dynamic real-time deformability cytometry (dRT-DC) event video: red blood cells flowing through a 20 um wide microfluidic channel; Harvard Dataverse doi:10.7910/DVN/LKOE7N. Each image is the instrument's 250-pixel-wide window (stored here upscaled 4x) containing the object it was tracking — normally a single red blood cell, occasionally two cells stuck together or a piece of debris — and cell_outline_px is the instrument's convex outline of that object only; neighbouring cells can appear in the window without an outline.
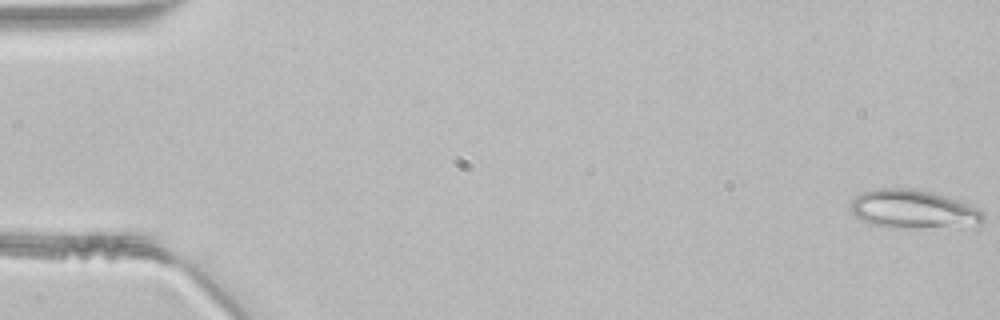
{"species": "common noctule bat (a hibernating species)", "species_latin": "Nyctalus noctula", "temperature_condition": "room temperature", "stored_images_in_passage": 48, "segment_of_instrument_passage": [1, 2], "camera_frame_rate_fps": 3000, "um_per_image_px": 0.085, "animal": {"sex": "male", "body_mass_g": 21.5, "forearm_length_mm": 52.0}, "frame": {"image": 1, "passage_image": 1, "time_ms": 0.0, "image_size_px": [1000, 320], "cell_outline_px": [[984, 220], [976, 228], [884, 228], [868, 224], [856, 216], [848, 208], [852, 200], [856, 196], [864, 192], [880, 188], [916, 188], [932, 192], [960, 200], [980, 208], [984, 212]], "centroid_in_image_um": [77.72, 17.82], "position_along_channel_um": 7.3, "area_um2": 31.1}}
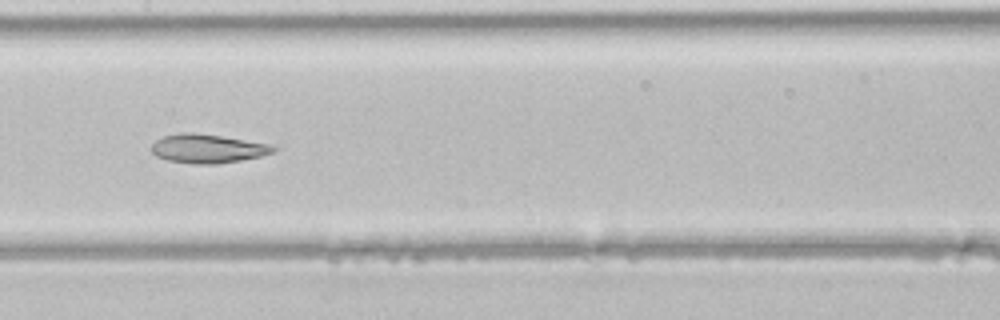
{"frame": {"image": 2, "passage_image": 24, "time_ms": 7.667, "image_size_px": [1000, 320], "cell_outline_px": [[276, 148], [272, 152], [260, 156], [240, 160], [216, 164], [192, 164], [168, 160], [156, 156], [152, 152], [152, 144], [156, 140], [164, 136], [180, 132], [192, 132], [220, 136], [268, 144]], "centroid_in_image_um": [17.58, 12.63], "position_along_channel_um": 189.8, "area_um2": 20.17}}
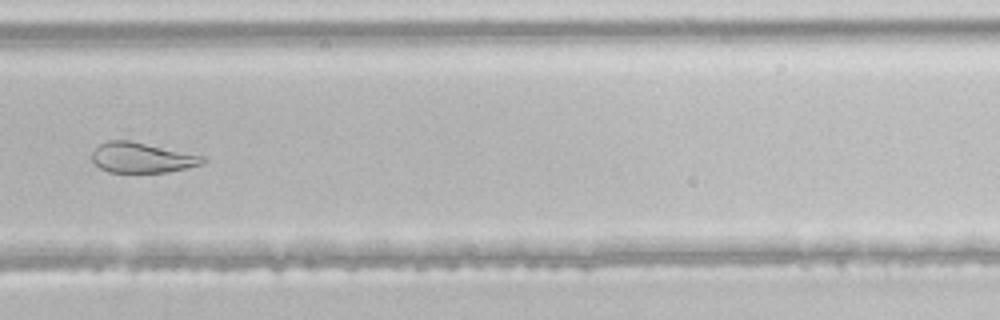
{"frame": {"image": 3, "passage_image": 33, "time_ms": 10.667, "image_size_px": [1000, 320], "cell_outline_px": [[208, 160], [200, 164], [188, 168], [168, 172], [108, 172], [100, 168], [92, 160], [92, 152], [100, 144], [108, 140], [128, 140], [204, 156]], "centroid_in_image_um": [12.06, 13.41], "position_along_channel_um": 317.7, "area_um2": 19.36}}